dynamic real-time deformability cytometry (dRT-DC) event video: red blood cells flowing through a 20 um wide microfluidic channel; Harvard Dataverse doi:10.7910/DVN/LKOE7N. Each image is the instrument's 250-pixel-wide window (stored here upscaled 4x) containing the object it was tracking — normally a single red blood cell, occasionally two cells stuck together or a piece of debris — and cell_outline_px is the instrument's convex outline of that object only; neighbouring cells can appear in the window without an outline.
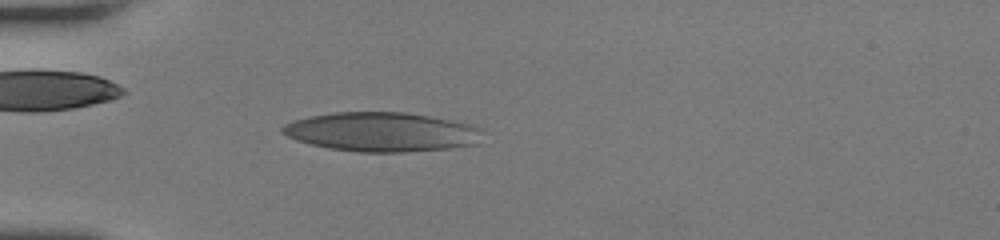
{"species": "human", "species_latin": "Homo sapiens", "temperature_condition": "room temperature", "stored_images_in_passage": 23, "camera_frame_rate_fps": 3000, "um_per_image_px": 0.085, "donor": {"sex": "female"}, "frame": {"image": 1, "passage_image": 4, "time_ms": 1.0, "image_size_px": [1000, 240], "cell_outline_px": [[480, 132], [476, 144], [448, 148], [404, 152], [360, 152], [328, 148], [296, 140], [280, 132], [280, 128], [284, 124], [292, 120], [332, 112], [404, 112], [476, 124], [480, 128]], "centroid_in_image_um": [32.41, 11.21], "position_along_channel_um": 52.6, "area_um2": 45.72}}
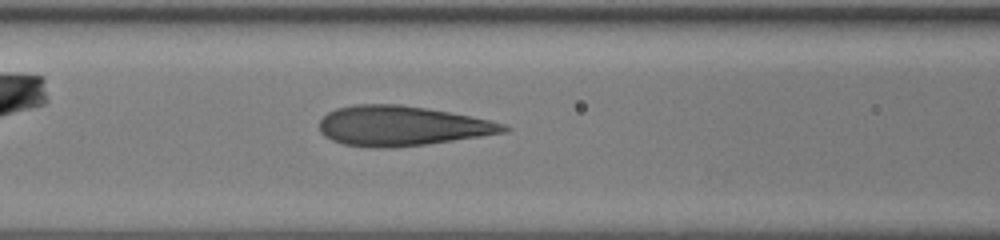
{"frame": {"image": 2, "passage_image": 12, "time_ms": 3.667, "image_size_px": [1000, 240], "cell_outline_px": [[512, 128], [508, 132], [424, 144], [388, 148], [368, 148], [344, 144], [332, 140], [324, 136], [320, 132], [320, 120], [328, 112], [336, 108], [352, 104], [400, 104], [428, 108], [488, 120], [504, 124]], "centroid_in_image_um": [34.1, 10.7], "position_along_channel_um": 132.5, "area_um2": 42.71}}
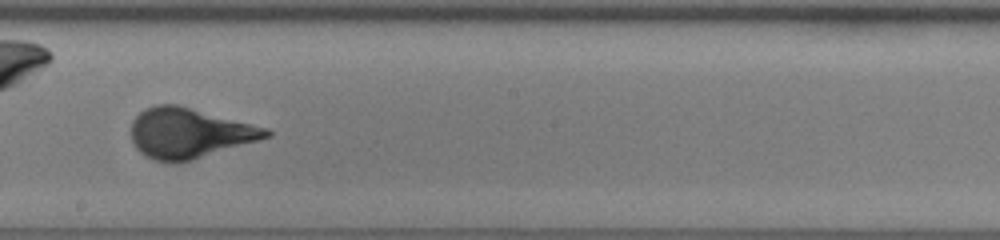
{"frame": {"image": 3, "passage_image": 21, "time_ms": 6.667, "image_size_px": [1000, 240], "cell_outline_px": [[272, 136], [192, 160], [176, 164], [172, 164], [152, 160], [144, 156], [132, 144], [132, 120], [144, 108], [156, 104], [176, 104], [268, 128], [272, 132]], "centroid_in_image_um": [16.05, 11.33], "position_along_channel_um": 232.2, "area_um2": 39.59}}